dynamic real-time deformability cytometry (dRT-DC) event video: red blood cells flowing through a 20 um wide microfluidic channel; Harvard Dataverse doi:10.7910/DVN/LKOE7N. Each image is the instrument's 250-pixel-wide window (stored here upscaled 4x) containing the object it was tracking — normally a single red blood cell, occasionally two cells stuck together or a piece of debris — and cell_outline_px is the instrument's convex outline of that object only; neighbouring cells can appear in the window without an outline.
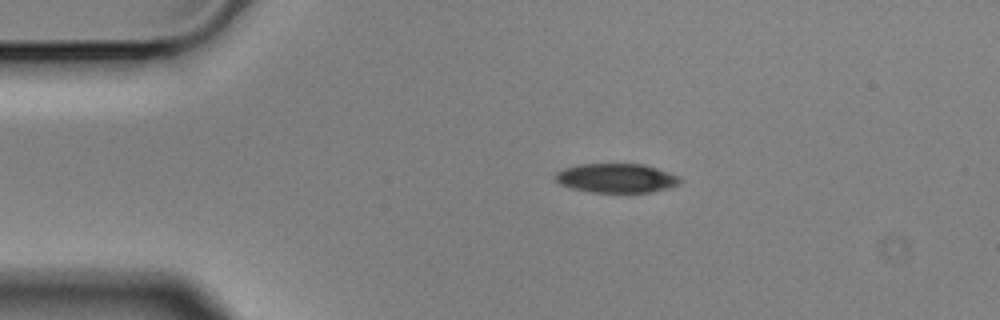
{"species": "Egyptian fruit bat (a non-hibernating species)", "species_latin": "Rousettus aegyptiacus", "temperature_condition": "cold", "stored_images_in_passage": 3, "camera_frame_rate_fps": 3000, "um_per_image_px": 0.085, "animal": {"sex": "male"}, "frame": {"image": 1, "passage_image": 1, "time_ms": 0.0, "image_size_px": [1000, 320], "cell_outline_px": [[680, 184], [668, 188], [652, 192], [592, 192], [572, 188], [560, 184], [552, 176], [556, 172], [564, 168], [580, 164], [644, 164], [680, 176]], "centroid_in_image_um": [52.38, 15.14], "position_along_channel_um": 32.6, "area_um2": 21.21}}
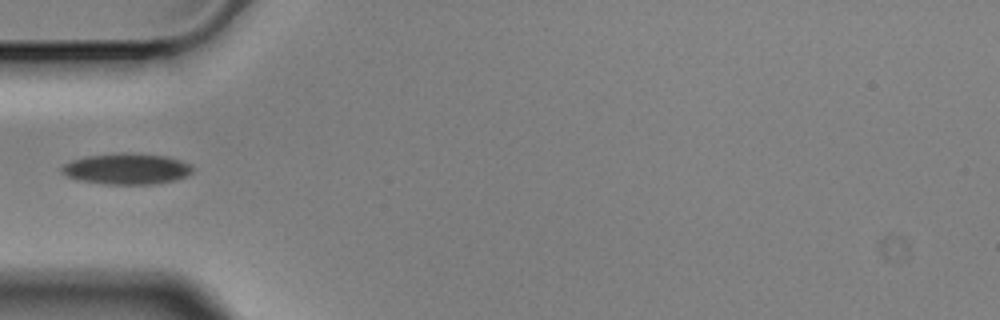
{"frame": {"image": 2, "passage_image": 3, "time_ms": 0.667, "image_size_px": [1000, 320], "cell_outline_px": [[196, 168], [192, 172], [176, 180], [156, 184], [104, 184], [80, 180], [68, 176], [60, 172], [60, 168], [64, 164], [72, 160], [88, 156], [124, 152], [164, 156], [180, 160], [192, 164]], "centroid_in_image_um": [10.79, 14.35], "position_along_channel_um": 74.2, "area_um2": 23.64}}